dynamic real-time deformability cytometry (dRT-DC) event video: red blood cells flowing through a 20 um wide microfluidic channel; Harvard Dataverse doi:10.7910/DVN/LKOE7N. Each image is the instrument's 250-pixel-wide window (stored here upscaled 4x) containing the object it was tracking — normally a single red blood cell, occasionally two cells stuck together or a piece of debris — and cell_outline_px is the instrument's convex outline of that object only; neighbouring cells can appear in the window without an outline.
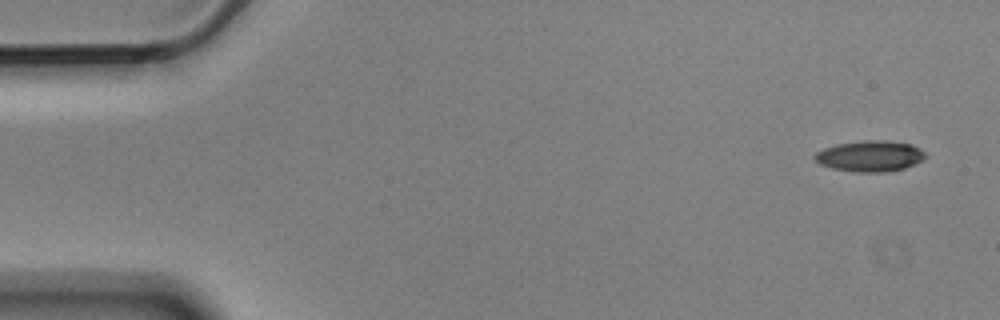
{"species": "Egyptian fruit bat (a non-hibernating species)", "species_latin": "Rousettus aegyptiacus", "temperature_condition": "cold", "stored_images_in_passage": 3, "camera_frame_rate_fps": 3000, "um_per_image_px": 0.085, "animal": {"sex": "male"}, "frame": {"image": 1, "passage_image": 1, "time_ms": 0.0, "image_size_px": [1000, 320], "cell_outline_px": [[924, 160], [904, 168], [884, 172], [856, 172], [832, 168], [820, 164], [812, 156], [816, 152], [824, 148], [836, 144], [864, 140], [884, 140], [912, 144], [920, 148], [924, 152]], "centroid_in_image_um": [73.94, 13.26], "position_along_channel_um": 11.1, "area_um2": 19.94}}